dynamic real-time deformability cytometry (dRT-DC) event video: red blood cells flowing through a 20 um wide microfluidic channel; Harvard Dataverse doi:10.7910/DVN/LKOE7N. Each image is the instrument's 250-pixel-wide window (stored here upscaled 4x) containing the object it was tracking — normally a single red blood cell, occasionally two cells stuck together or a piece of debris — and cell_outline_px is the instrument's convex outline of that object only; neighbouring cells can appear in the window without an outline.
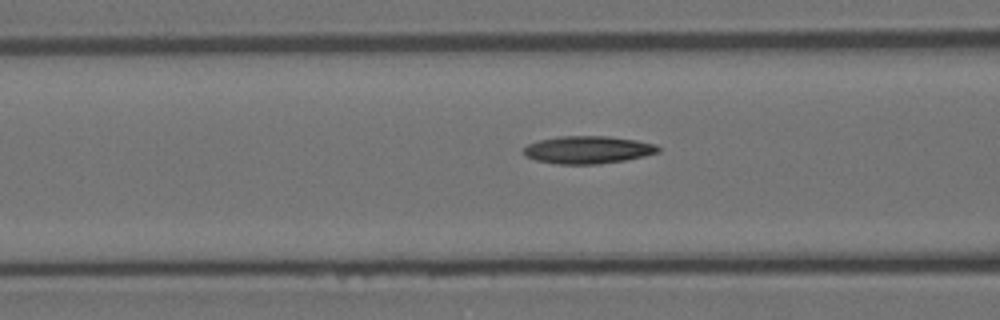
{"species": "Egyptian fruit bat (a non-hibernating species)", "species_latin": "Rousettus aegyptiacus", "temperature_condition": "room temperature", "stored_images_in_passage": 39, "camera_frame_rate_fps": 3000, "um_per_image_px": 0.085, "animal": {"sex": "female"}, "frame": {"image": 1, "passage_image": 17, "time_ms": 5.333, "image_size_px": [1000, 320], "cell_outline_px": [[660, 152], [644, 156], [624, 160], [600, 164], [556, 164], [536, 160], [524, 156], [524, 148], [528, 144], [540, 140], [560, 136], [608, 136], [636, 140], [656, 144], [660, 148]], "centroid_in_image_um": [49.98, 12.73], "position_along_channel_um": 116.6, "area_um2": 21.68}}
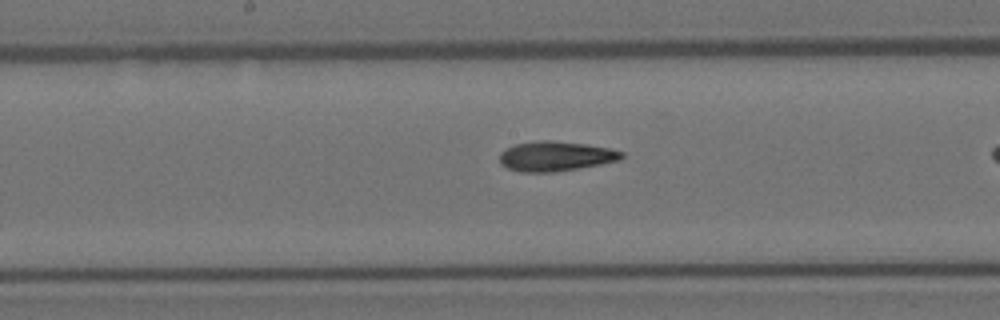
{"frame": {"image": 2, "passage_image": 24, "time_ms": 7.667, "image_size_px": [1000, 320], "cell_outline_px": [[624, 156], [620, 160], [600, 164], [556, 172], [520, 172], [508, 168], [500, 164], [500, 152], [516, 144], [540, 140], [548, 140], [588, 144], [608, 148], [624, 152]], "centroid_in_image_um": [47.23, 13.28], "position_along_channel_um": 201.0, "area_um2": 21.15}}
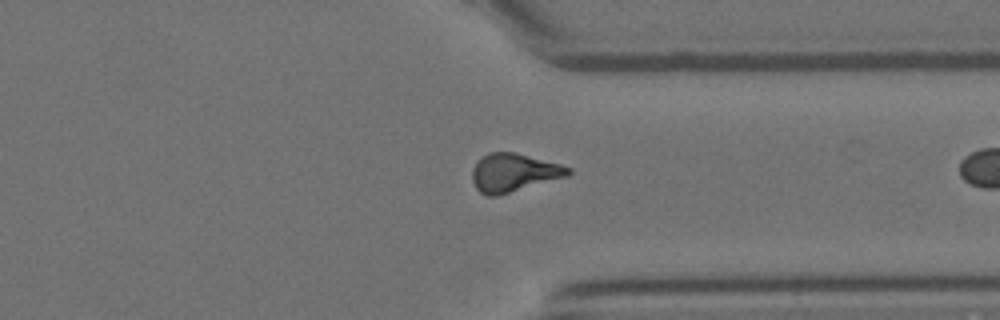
{"frame": {"image": 3, "passage_image": 38, "time_ms": 12.333, "image_size_px": [1000, 320], "cell_outline_px": [[572, 172], [568, 176], [496, 196], [488, 196], [480, 192], [476, 188], [472, 180], [472, 168], [476, 160], [488, 152], [516, 152], [560, 164], [572, 168]], "centroid_in_image_um": [43.65, 14.66], "position_along_channel_um": 367.8, "area_um2": 21.5}}